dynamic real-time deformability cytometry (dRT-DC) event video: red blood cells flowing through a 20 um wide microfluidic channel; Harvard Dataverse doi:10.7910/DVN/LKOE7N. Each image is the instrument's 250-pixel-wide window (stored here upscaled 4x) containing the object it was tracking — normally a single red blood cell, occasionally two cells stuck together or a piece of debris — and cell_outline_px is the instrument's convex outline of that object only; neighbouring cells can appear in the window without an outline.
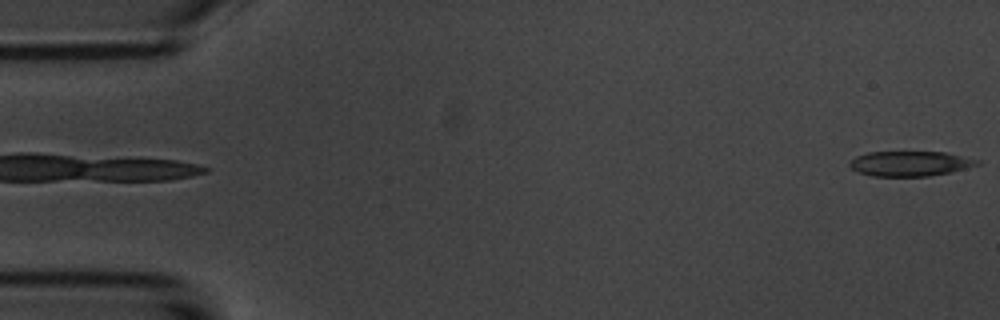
{"species": "common noctule bat (a hibernating species)", "species_latin": "Nyctalus noctula", "temperature_condition": "room temperature", "stored_images_in_passage": 4, "camera_frame_rate_fps": 3000, "um_per_image_px": 0.085, "animal": {"sex": "male", "body_mass_g": 20.1, "forearm_length_mm": 53.5}, "frame": {"image": 1, "passage_image": 4, "time_ms": 4.333, "image_size_px": [1000, 320], "cell_outline_px": [[980, 164], [952, 172], [928, 176], [872, 176], [856, 172], [848, 164], [856, 156], [868, 152], [944, 152], [980, 160]], "centroid_in_image_um": [77.35, 13.91], "position_along_channel_um": 7.7, "area_um2": 18.55}}